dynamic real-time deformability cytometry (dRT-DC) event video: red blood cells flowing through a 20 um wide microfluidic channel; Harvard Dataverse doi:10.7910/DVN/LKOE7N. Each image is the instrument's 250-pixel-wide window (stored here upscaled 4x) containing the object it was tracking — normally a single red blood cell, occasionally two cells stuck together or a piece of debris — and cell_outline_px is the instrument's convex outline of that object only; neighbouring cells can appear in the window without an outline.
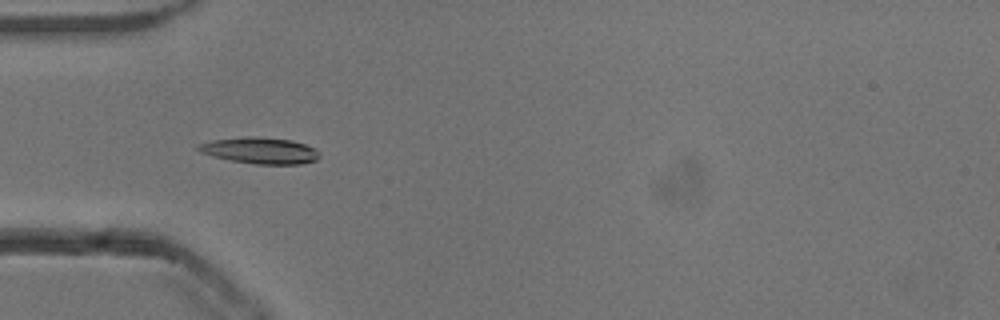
{"species": "common noctule bat (a hibernating species)", "species_latin": "Nyctalus noctula", "temperature_condition": "cold", "stored_images_in_passage": 26, "camera_frame_rate_fps": 3000, "um_per_image_px": 0.085, "animal": {"sex": "male", "body_mass_g": 13.3}, "frame": {"image": 1, "passage_image": 6, "time_ms": 1.667, "image_size_px": [1000, 320], "cell_outline_px": [[320, 156], [316, 160], [300, 164], [256, 164], [232, 160], [212, 156], [200, 152], [196, 148], [196, 144], [212, 140], [252, 136], [292, 140], [304, 144], [320, 152]], "centroid_in_image_um": [22.08, 12.79], "position_along_channel_um": 62.9, "area_um2": 18.44}}
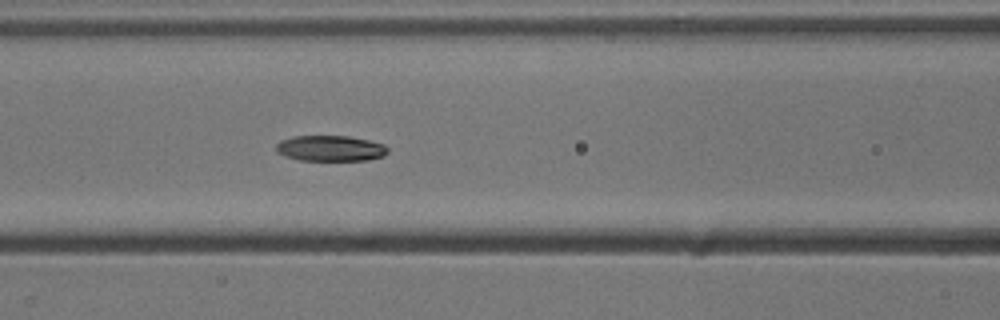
{"frame": {"image": 2, "passage_image": 12, "time_ms": 3.667, "image_size_px": [1000, 320], "cell_outline_px": [[388, 152], [384, 156], [368, 160], [300, 160], [284, 156], [276, 152], [276, 144], [280, 140], [292, 136], [348, 136], [368, 140], [384, 144], [388, 148]], "centroid_in_image_um": [28.07, 12.61], "position_along_channel_um": 138.5, "area_um2": 16.82}}
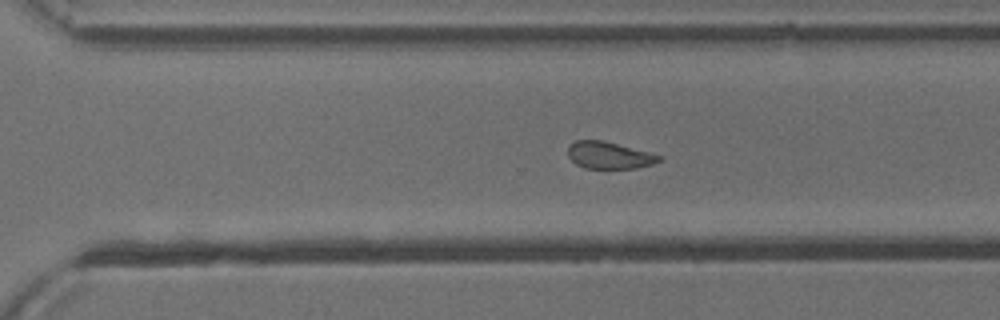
{"frame": {"image": 3, "passage_image": 23, "time_ms": 7.333, "image_size_px": [1000, 320], "cell_outline_px": [[664, 160], [652, 164], [636, 168], [584, 168], [576, 164], [568, 156], [568, 144], [576, 140], [600, 140], [664, 156]], "centroid_in_image_um": [51.78, 13.2], "position_along_channel_um": 318.8, "area_um2": 14.28}}